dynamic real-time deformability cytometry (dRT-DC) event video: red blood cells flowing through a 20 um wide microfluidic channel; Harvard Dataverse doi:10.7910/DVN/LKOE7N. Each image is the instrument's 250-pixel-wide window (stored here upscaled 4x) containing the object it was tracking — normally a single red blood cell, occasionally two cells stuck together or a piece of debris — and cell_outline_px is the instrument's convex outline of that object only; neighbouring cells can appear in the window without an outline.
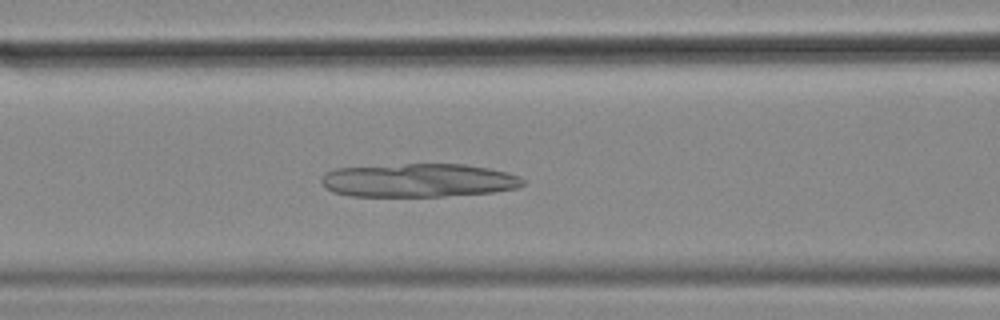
{"species": "common noctule bat (a hibernating species)", "species_latin": "Nyctalus noctula", "temperature_condition": "cold", "stored_images_in_passage": 53, "camera_frame_rate_fps": 3000, "um_per_image_px": 0.085, "animal": {"sex": "female", "body_mass_g": 18.4}, "frame": {"image": 1, "passage_image": 20, "time_ms": 6.333, "image_size_px": [1000, 320], "cell_outline_px": [[524, 184], [516, 188], [492, 192], [444, 196], [352, 196], [332, 192], [320, 180], [328, 172], [336, 168], [404, 164], [464, 164], [488, 168], [520, 176], [524, 180]], "centroid_in_image_um": [35.59, 15.33], "position_along_channel_um": 131.0, "area_um2": 39.07}}
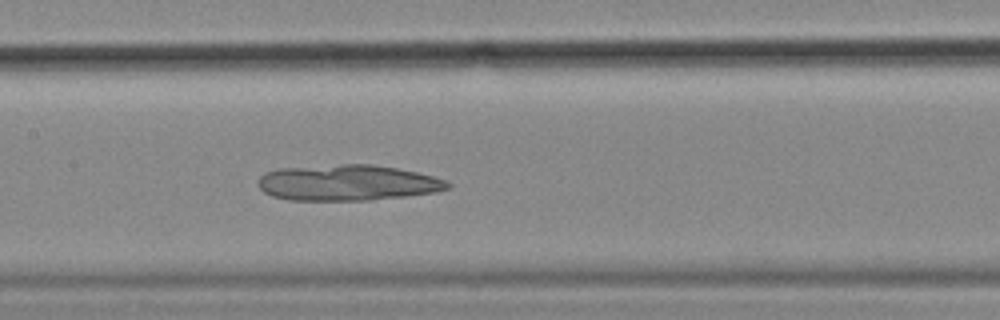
{"frame": {"image": 2, "passage_image": 24, "time_ms": 7.667, "image_size_px": [1000, 320], "cell_outline_px": [[452, 188], [436, 192], [408, 196], [368, 200], [288, 200], [272, 196], [264, 192], [256, 184], [256, 180], [264, 172], [280, 168], [340, 164], [372, 164], [396, 168], [416, 172], [448, 180], [452, 184]], "centroid_in_image_um": [29.54, 15.53], "position_along_channel_um": 177.9, "area_um2": 40.0}}
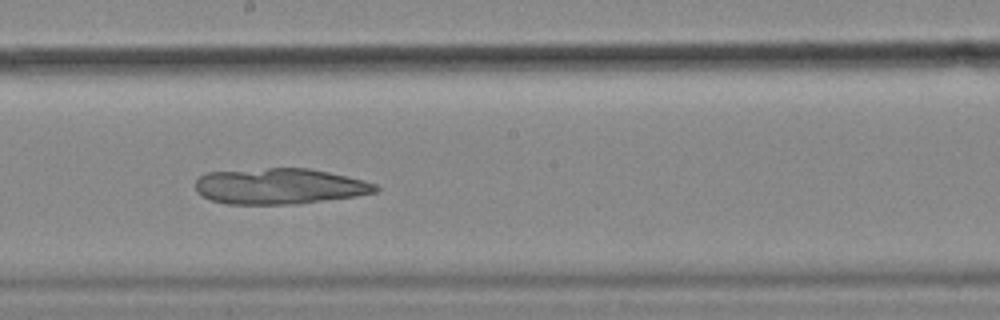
{"frame": {"image": 3, "passage_image": 28, "time_ms": 9.0, "image_size_px": [1000, 320], "cell_outline_px": [[380, 188], [376, 192], [356, 196], [296, 204], [224, 204], [200, 196], [196, 192], [196, 180], [204, 172], [268, 168], [308, 168], [328, 172], [364, 180], [376, 184]], "centroid_in_image_um": [23.72, 15.83], "position_along_channel_um": 224.5, "area_um2": 37.8}}